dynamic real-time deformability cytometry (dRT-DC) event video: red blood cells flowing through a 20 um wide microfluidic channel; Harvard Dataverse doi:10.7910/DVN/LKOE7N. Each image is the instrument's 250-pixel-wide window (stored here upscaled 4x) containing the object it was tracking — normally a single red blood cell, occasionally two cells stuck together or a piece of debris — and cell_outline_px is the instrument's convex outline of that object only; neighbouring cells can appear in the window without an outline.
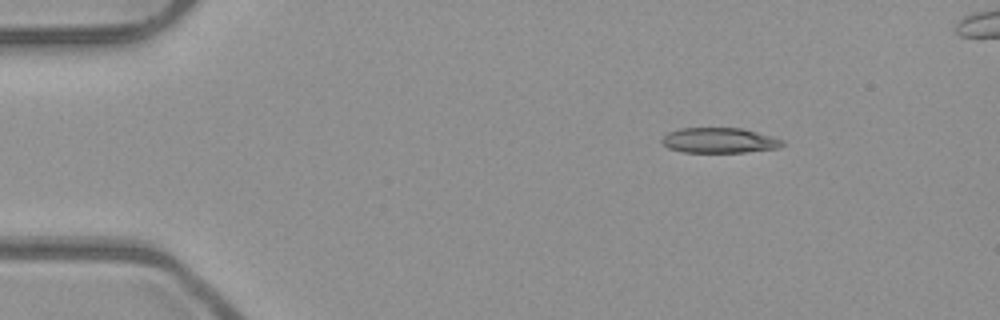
{"species": "common noctule bat (a hibernating species)", "species_latin": "Nyctalus noctula", "temperature_condition": "room temperature", "stored_images_in_passage": 4, "camera_frame_rate_fps": 3000, "um_per_image_px": 0.085, "animal": {"sex": "male", "body_mass_g": 23.1, "forearm_length_mm": 52.7}, "frame": {"image": 1, "passage_image": 1, "time_ms": 0.0, "image_size_px": [1000, 320], "cell_outline_px": [[784, 144], [776, 148], [744, 152], [684, 152], [668, 148], [660, 140], [668, 132], [680, 128], [740, 128], [772, 136], [784, 140]], "centroid_in_image_um": [61.12, 11.93], "position_along_channel_um": 23.9, "area_um2": 17.57}}